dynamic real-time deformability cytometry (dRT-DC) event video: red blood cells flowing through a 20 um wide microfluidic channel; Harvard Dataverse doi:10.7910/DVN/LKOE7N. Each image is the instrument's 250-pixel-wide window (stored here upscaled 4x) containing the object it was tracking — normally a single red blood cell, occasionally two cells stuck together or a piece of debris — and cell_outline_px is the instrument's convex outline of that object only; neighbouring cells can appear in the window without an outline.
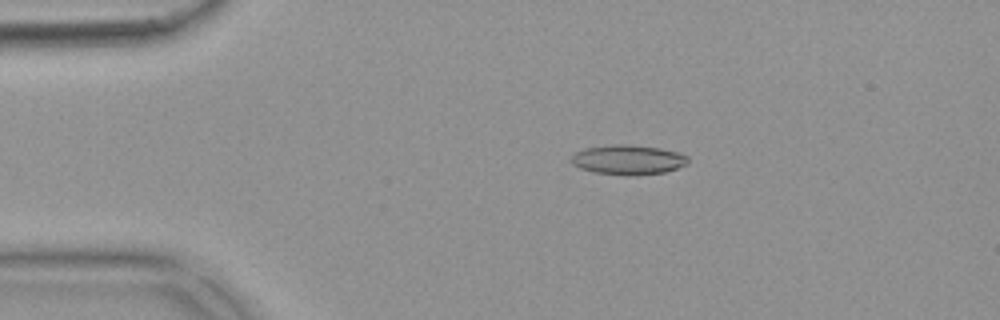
{"species": "common noctule bat (a hibernating species)", "species_latin": "Nyctalus noctula", "temperature_condition": "warm", "stored_images_in_passage": 55, "camera_frame_rate_fps": 3000, "um_per_image_px": 0.085, "animal": {"sex": "female", "body_mass_g": 18.4}, "frame": {"image": 1, "passage_image": 11, "time_ms": 3.333, "image_size_px": [1000, 320], "cell_outline_px": [[688, 164], [664, 172], [636, 176], [628, 176], [596, 172], [580, 168], [572, 164], [568, 160], [576, 152], [588, 148], [616, 144], [624, 144], [660, 148], [680, 152], [688, 156]], "centroid_in_image_um": [53.41, 13.59], "position_along_channel_um": 31.6, "area_um2": 20.23}}
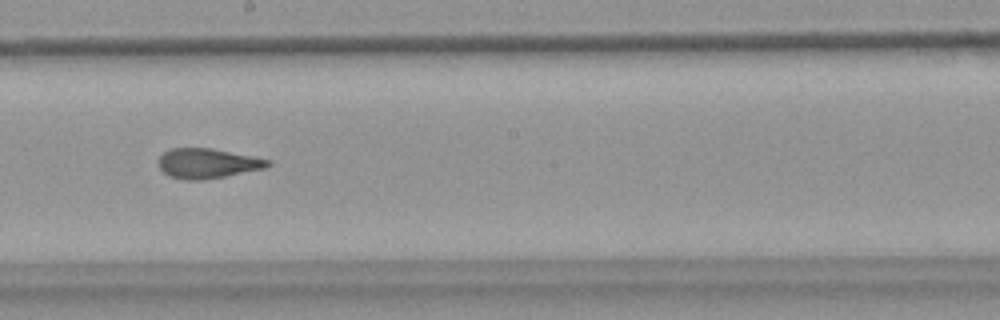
{"frame": {"image": 2, "passage_image": 31, "time_ms": 10.0, "image_size_px": [1000, 320], "cell_outline_px": [[272, 164], [264, 168], [204, 180], [184, 180], [168, 176], [160, 168], [160, 156], [164, 152], [172, 148], [212, 148], [272, 160]], "centroid_in_image_um": [17.64, 13.89], "position_along_channel_um": 230.6, "area_um2": 18.9}}
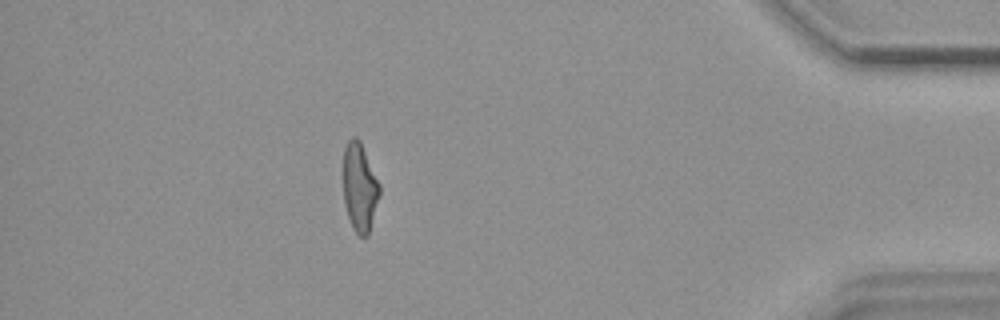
{"frame": {"image": 3, "passage_image": 49, "time_ms": 16.0, "image_size_px": [1000, 320], "cell_outline_px": [[380, 196], [368, 236], [360, 236], [352, 228], [344, 204], [344, 148], [348, 140], [352, 136], [356, 136], [360, 140], [380, 184]], "centroid_in_image_um": [30.58, 15.92], "position_along_channel_um": 404.6, "area_um2": 18.79}, "authors_computed_cell_mechanics": {"area_um2": 19.4208, "velocity_mm_per_s": 3.6921, "shape_relaxation_time_tau1_ms": 10.0071, "shape_relaxation_time_tau2_ms": 2.0176, "deformation_change_tau1": 0.2648, "deformation_change_tau2": 0.1137}}